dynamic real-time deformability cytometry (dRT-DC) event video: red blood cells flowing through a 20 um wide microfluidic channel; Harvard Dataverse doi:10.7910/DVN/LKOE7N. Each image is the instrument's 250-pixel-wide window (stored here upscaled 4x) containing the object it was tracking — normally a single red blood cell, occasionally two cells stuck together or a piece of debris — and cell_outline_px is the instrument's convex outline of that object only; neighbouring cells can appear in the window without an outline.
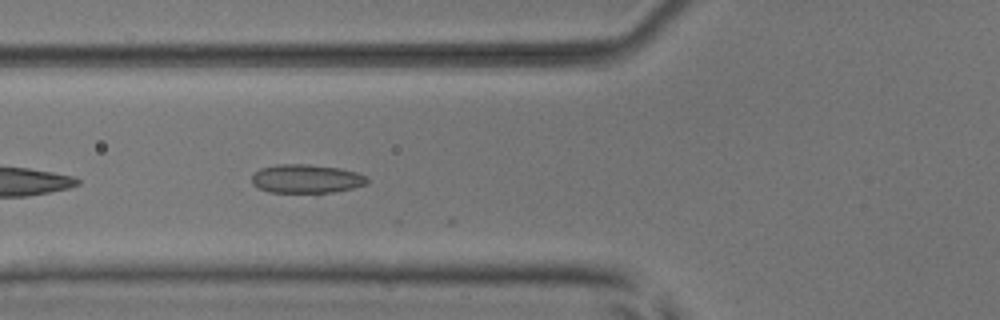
{"species": "common noctule bat (a hibernating species)", "species_latin": "Nyctalus noctula", "temperature_condition": "room temperature", "stored_images_in_passage": 5, "camera_frame_rate_fps": 3000, "um_per_image_px": 0.085, "animal": {"sex": "male", "body_mass_g": 17.9, "forearm_length_mm": 54.2}, "frame": {"image": 1, "passage_image": 5, "time_ms": 1.333, "image_size_px": [1000, 320], "cell_outline_px": [[368, 184], [352, 188], [332, 192], [268, 192], [256, 188], [252, 184], [252, 172], [260, 168], [276, 164], [308, 164], [340, 168], [356, 172], [368, 176]], "centroid_in_image_um": [26.01, 15.18], "position_along_channel_um": 99.8, "area_um2": 19.54}}